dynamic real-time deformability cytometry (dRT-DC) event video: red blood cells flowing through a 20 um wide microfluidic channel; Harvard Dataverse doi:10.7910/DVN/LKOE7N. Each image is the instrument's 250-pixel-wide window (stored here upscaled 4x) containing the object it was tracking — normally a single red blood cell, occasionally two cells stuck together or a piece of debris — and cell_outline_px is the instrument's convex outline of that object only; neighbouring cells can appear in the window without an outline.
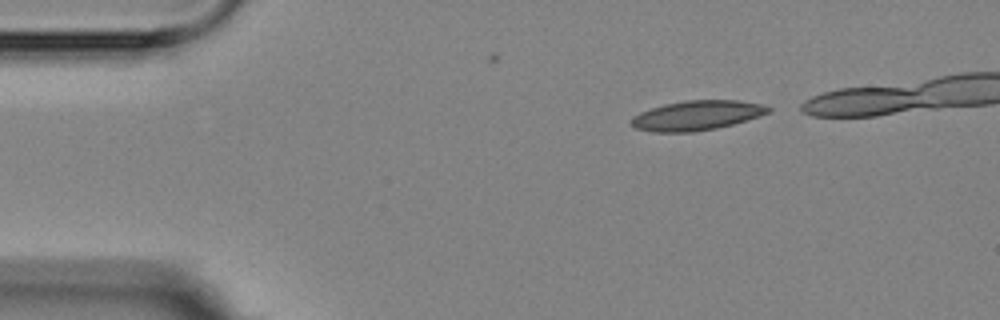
{"species": "Egyptian fruit bat (a non-hibernating species)", "species_latin": "Rousettus aegyptiacus", "temperature_condition": "room temperature", "stored_images_in_passage": 4, "camera_frame_rate_fps": 3000, "um_per_image_px": 0.085, "animal": {"sex": "female"}, "frame": {"image": 1, "passage_image": 1, "time_ms": 0.0, "image_size_px": [1000, 320], "cell_outline_px": [[772, 112], [748, 120], [716, 128], [692, 132], [652, 132], [636, 128], [628, 124], [628, 120], [632, 116], [640, 112], [664, 104], [688, 100], [736, 100], [760, 104], [772, 108]], "centroid_in_image_um": [59.2, 9.82], "position_along_channel_um": 25.8, "area_um2": 23.81}}